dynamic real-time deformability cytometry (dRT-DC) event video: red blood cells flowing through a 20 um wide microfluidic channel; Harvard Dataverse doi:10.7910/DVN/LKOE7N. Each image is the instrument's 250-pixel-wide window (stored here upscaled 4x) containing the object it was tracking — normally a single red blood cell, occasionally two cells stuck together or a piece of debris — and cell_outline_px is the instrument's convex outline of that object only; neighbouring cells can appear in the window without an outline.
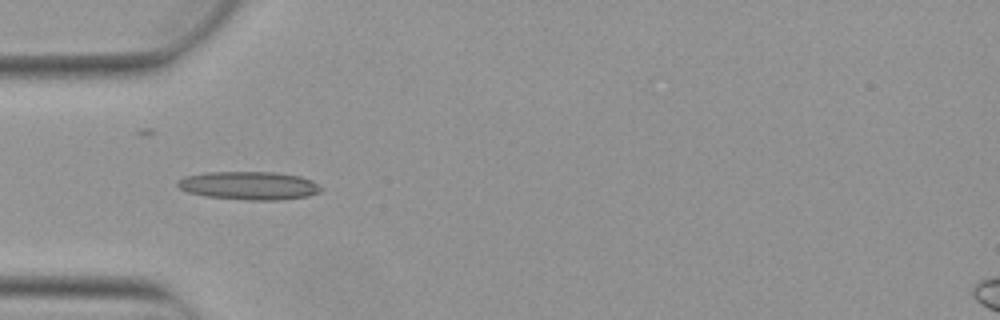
{"species": "Egyptian fruit bat (a non-hibernating species)", "species_latin": "Rousettus aegyptiacus", "temperature_condition": "warm", "stored_images_in_passage": 4, "camera_frame_rate_fps": 3000, "um_per_image_px": 0.085, "animal": {"sex": "female"}, "frame": {"image": 1, "passage_image": 3, "time_ms": 0.667, "image_size_px": [1000, 320], "cell_outline_px": [[324, 188], [320, 192], [308, 196], [280, 200], [248, 200], [204, 196], [188, 192], [180, 188], [176, 184], [176, 180], [184, 176], [204, 172], [276, 172], [300, 176], [312, 180]], "centroid_in_image_um": [21.17, 15.77], "position_along_channel_um": 63.8, "area_um2": 23.87}}
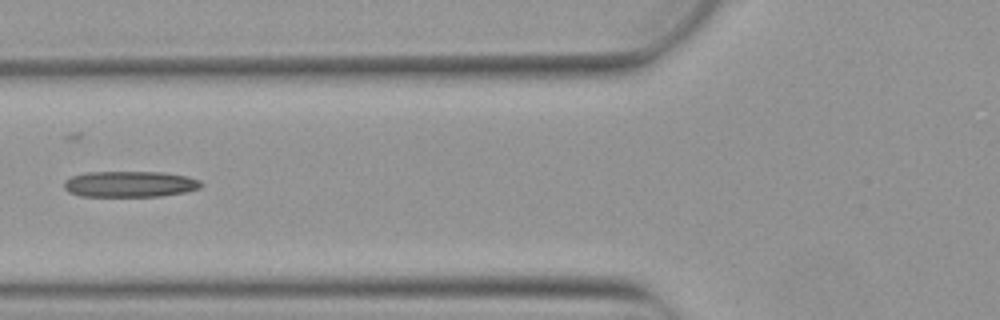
{"frame": {"image": 2, "passage_image": 4, "time_ms": 1.0, "image_size_px": [1000, 320], "cell_outline_px": [[204, 184], [200, 188], [184, 192], [160, 196], [80, 196], [68, 192], [64, 188], [64, 180], [72, 176], [84, 172], [164, 172], [188, 176], [200, 180]], "centroid_in_image_um": [11.04, 15.64], "position_along_channel_um": 114.8, "area_um2": 20.92}}